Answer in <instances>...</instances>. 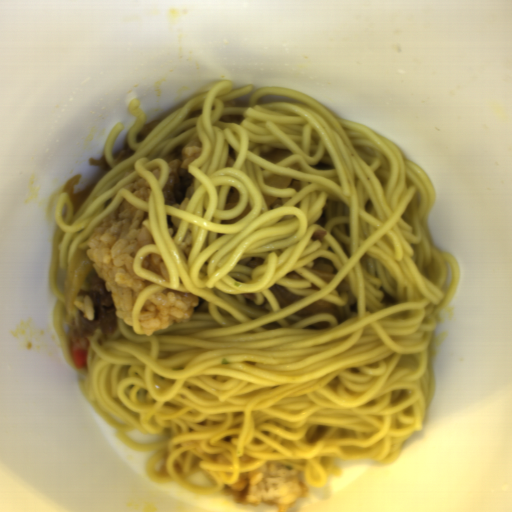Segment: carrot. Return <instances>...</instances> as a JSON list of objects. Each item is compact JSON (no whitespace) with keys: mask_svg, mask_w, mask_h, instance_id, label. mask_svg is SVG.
<instances>
[{"mask_svg":"<svg viewBox=\"0 0 512 512\" xmlns=\"http://www.w3.org/2000/svg\"><path fill=\"white\" fill-rule=\"evenodd\" d=\"M76 368L85 369L88 363V350L76 349L70 354Z\"/></svg>","mask_w":512,"mask_h":512,"instance_id":"b8716197","label":"carrot"}]
</instances>
